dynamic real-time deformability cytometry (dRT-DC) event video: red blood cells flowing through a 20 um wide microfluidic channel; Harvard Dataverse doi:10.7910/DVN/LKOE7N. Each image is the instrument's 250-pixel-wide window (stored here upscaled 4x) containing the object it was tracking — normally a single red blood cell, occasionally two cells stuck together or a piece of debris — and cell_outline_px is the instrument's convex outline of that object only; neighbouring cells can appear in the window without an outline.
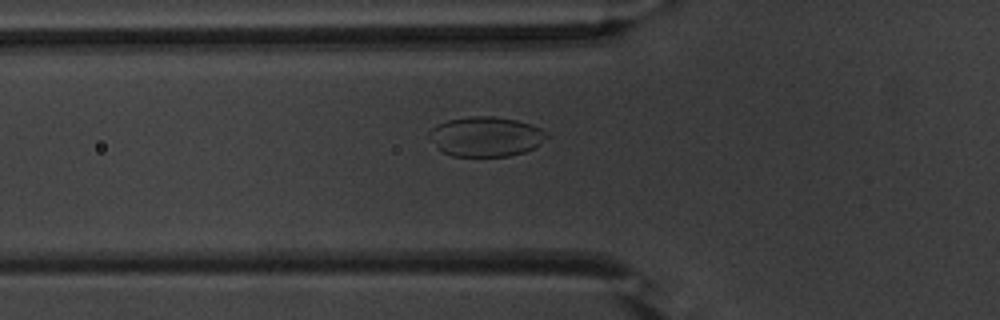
{"species": "common noctule bat (a hibernating species)", "species_latin": "Nyctalus noctula", "temperature_condition": "warm", "stored_images_in_passage": 52, "camera_frame_rate_fps": 3000, "um_per_image_px": 0.085, "animal": {"sex": "male", "body_mass_g": 20.1, "forearm_length_mm": 53.5}, "frame": {"image": 1, "passage_image": 18, "time_ms": 5.667, "image_size_px": [1000, 320], "cell_outline_px": [[548, 136], [536, 148], [524, 152], [508, 156], [452, 156], [444, 152], [432, 140], [428, 132], [436, 124], [448, 120], [468, 116], [492, 116], [516, 120], [540, 128], [548, 132]], "centroid_in_image_um": [41.32, 11.6], "position_along_channel_um": 84.5, "area_um2": 27.11}}
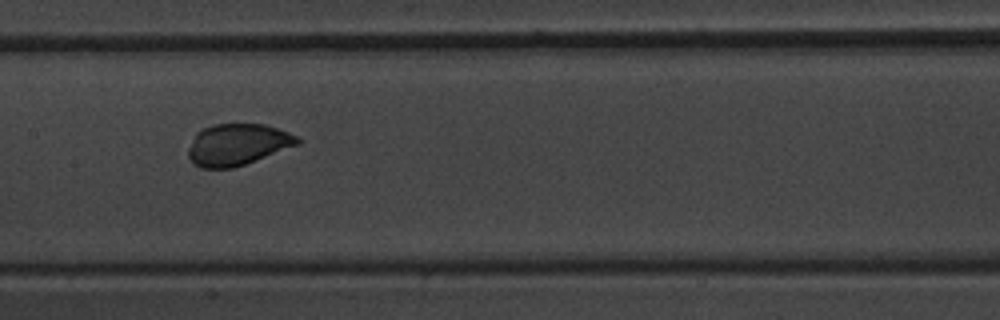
{"frame": {"image": 2, "passage_image": 26, "time_ms": 8.333, "image_size_px": [1000, 320], "cell_outline_px": [[300, 144], [244, 164], [232, 168], [200, 168], [192, 164], [188, 156], [188, 148], [196, 132], [212, 124], [264, 124], [300, 136]], "centroid_in_image_um": [20.17, 12.29], "position_along_channel_um": 187.2, "area_um2": 26.47}}
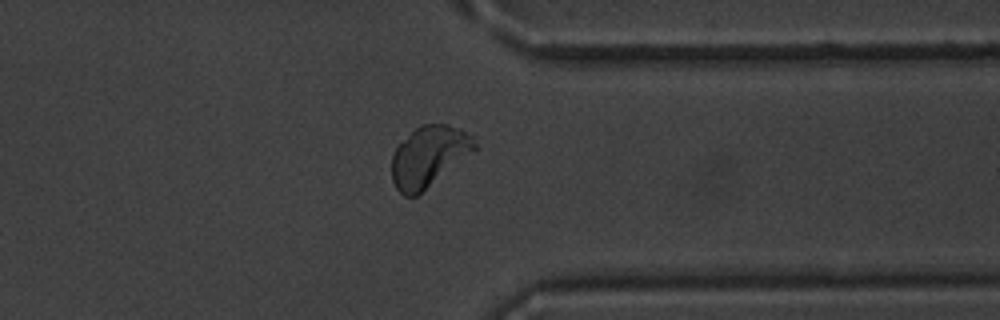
{"frame": {"image": 3, "passage_image": 41, "time_ms": 13.333, "image_size_px": [1000, 320], "cell_outline_px": [[476, 148], [416, 196], [404, 196], [396, 188], [392, 180], [392, 152], [420, 124], [448, 124], [460, 128], [472, 136], [476, 144]], "centroid_in_image_um": [36.42, 13.27], "position_along_channel_um": 375.0, "area_um2": 28.55}, "authors_computed_cell_mechanics": {"area_um2": 28.322, "velocity_mm_per_s": 3.8117, "shape_relaxation_time_tau1_ms": 1.2847, "shape_relaxation_time_tau2_ms": null, "deformation_change_tau1": 0.0382, "deformation_change_tau2": null}}